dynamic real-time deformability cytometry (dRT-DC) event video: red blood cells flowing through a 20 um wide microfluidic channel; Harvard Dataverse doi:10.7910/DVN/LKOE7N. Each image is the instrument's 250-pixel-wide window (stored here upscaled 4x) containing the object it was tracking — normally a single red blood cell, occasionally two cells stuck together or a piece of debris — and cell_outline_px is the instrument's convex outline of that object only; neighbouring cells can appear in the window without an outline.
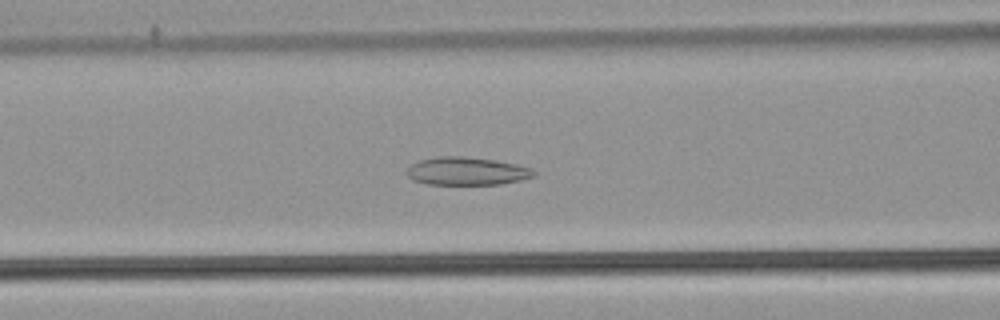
{"species": "common noctule bat (a hibernating species)", "species_latin": "Nyctalus noctula", "temperature_condition": "warm", "stored_images_in_passage": 54, "camera_frame_rate_fps": 3000, "um_per_image_px": 0.085, "animal": {"sex": "male", "body_mass_g": 21.5, "forearm_length_mm": 52.0}, "frame": {"image": 1, "passage_image": 23, "time_ms": 7.333, "image_size_px": [1000, 320], "cell_outline_px": [[536, 176], [520, 180], [500, 184], [428, 184], [412, 180], [404, 172], [412, 164], [420, 160], [436, 156], [460, 156], [496, 160], [516, 164], [532, 168], [536, 172]], "centroid_in_image_um": [39.67, 14.54], "position_along_channel_um": 126.9, "area_um2": 20.81}}
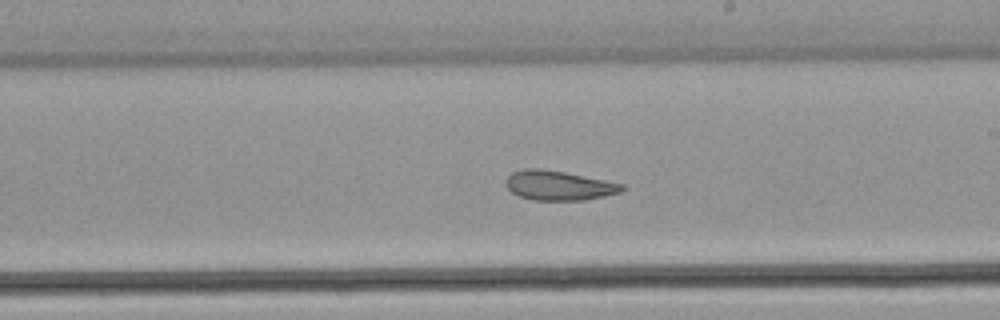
{"frame": {"image": 2, "passage_image": 32, "time_ms": 10.333, "image_size_px": [1000, 320], "cell_outline_px": [[624, 188], [620, 192], [584, 200], [532, 200], [516, 196], [508, 188], [508, 176], [512, 172], [524, 168], [536, 168], [564, 172], [624, 184]], "centroid_in_image_um": [47.47, 15.77], "position_along_channel_um": 241.5, "area_um2": 19.71}}
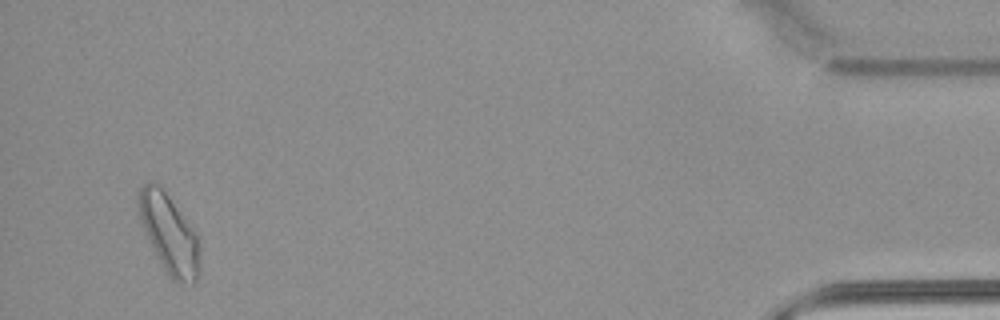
{"frame": {"image": 3, "passage_image": 52, "time_ms": 17.0, "image_size_px": [1000, 320], "cell_outline_px": [[200, 272], [196, 280], [192, 284], [184, 284], [172, 280], [168, 276], [144, 228], [140, 216], [140, 188], [148, 180], [160, 184], [196, 232], [200, 240]], "centroid_in_image_um": [14.46, 19.9], "position_along_channel_um": 420.7, "area_um2": 27.8}, "authors_computed_cell_mechanics": {"area_um2": 23.8714, "velocity_mm_per_s": 3.8352, "shape_relaxation_time_tau1_ms": null, "shape_relaxation_time_tau2_ms": 2.6479, "deformation_change_tau1": null, "deformation_change_tau2": 0.0959}}